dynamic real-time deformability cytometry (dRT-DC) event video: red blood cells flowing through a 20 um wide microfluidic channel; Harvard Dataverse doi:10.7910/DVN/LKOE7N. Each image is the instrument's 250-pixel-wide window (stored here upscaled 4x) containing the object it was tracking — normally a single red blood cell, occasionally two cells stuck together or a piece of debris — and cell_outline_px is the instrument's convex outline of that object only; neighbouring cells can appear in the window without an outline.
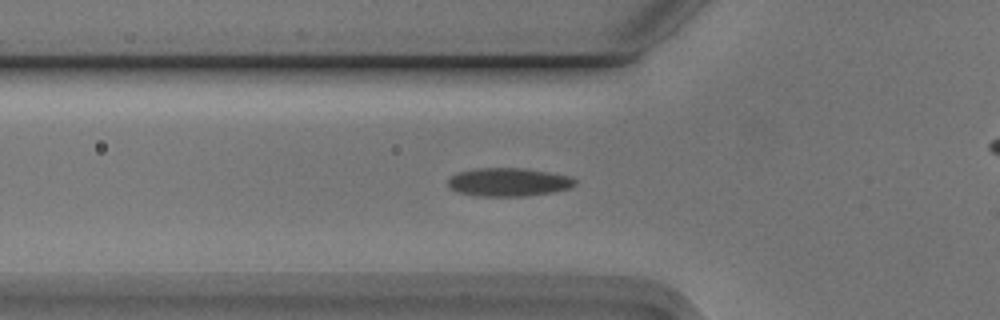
{"species": "Egyptian fruit bat (a non-hibernating species)", "species_latin": "Rousettus aegyptiacus", "temperature_condition": "cold", "stored_images_in_passage": 46, "camera_frame_rate_fps": 3000, "um_per_image_px": 0.085, "animal": {"sex": "male"}, "frame": {"image": 1, "passage_image": 17, "time_ms": 5.333, "image_size_px": [1000, 320], "cell_outline_px": [[576, 184], [572, 188], [552, 192], [524, 196], [476, 196], [456, 192], [448, 188], [448, 180], [456, 172], [480, 168], [524, 168], [572, 176], [576, 180]], "centroid_in_image_um": [43.22, 15.48], "position_along_channel_um": 82.6, "area_um2": 21.21}}
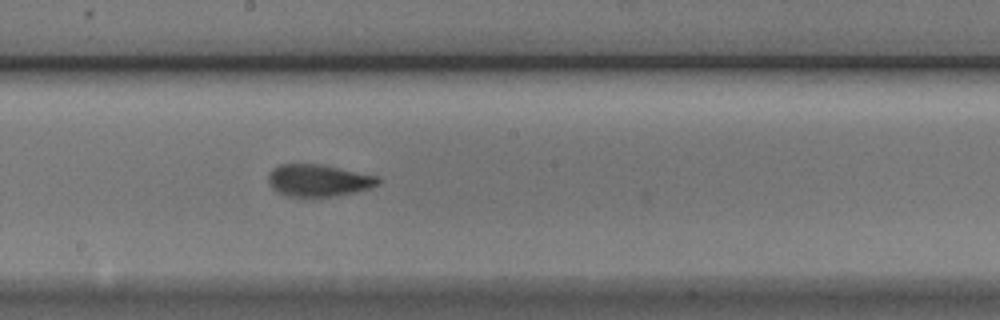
{"frame": {"image": 2, "passage_image": 28, "time_ms": 9.0, "image_size_px": [1000, 320], "cell_outline_px": [[380, 184], [372, 188], [356, 192], [336, 196], [284, 196], [276, 192], [272, 188], [268, 180], [268, 172], [272, 168], [280, 164], [320, 164], [376, 176], [380, 180]], "centroid_in_image_um": [27.04, 15.34], "position_along_channel_um": 221.2, "area_um2": 20.58}}
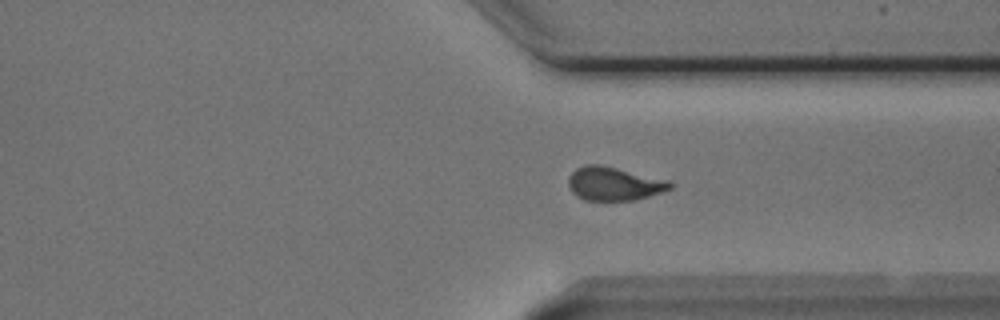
{"frame": {"image": 3, "passage_image": 39, "time_ms": 12.667, "image_size_px": [1000, 320], "cell_outline_px": [[672, 188], [648, 196], [632, 200], [584, 200], [576, 196], [572, 192], [568, 184], [568, 176], [576, 168], [584, 164], [600, 164], [668, 180], [672, 184]], "centroid_in_image_um": [52.13, 15.6], "position_along_channel_um": 359.3, "area_um2": 19.77}}